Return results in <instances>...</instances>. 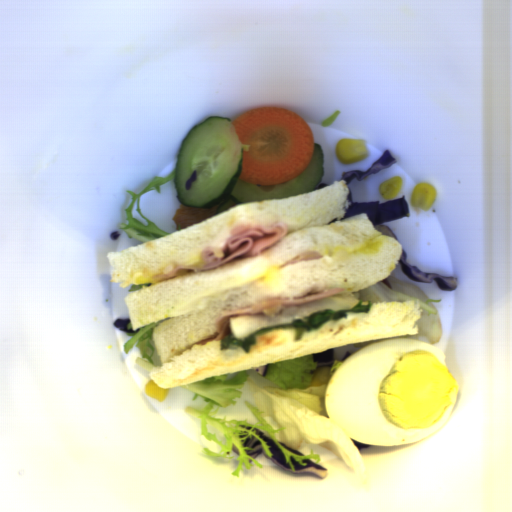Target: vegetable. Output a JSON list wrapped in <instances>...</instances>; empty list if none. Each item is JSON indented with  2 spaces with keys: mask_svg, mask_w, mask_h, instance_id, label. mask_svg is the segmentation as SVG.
Here are the masks:
<instances>
[{
  "mask_svg": "<svg viewBox=\"0 0 512 512\" xmlns=\"http://www.w3.org/2000/svg\"><path fill=\"white\" fill-rule=\"evenodd\" d=\"M174 181L173 170L167 175L162 177H155L140 193L136 194L126 190V193L131 197V203L127 209L123 210L125 213L126 224L119 226V229L127 233L132 238L143 243L157 240L170 233L165 232L149 221L141 212L140 198L143 194L148 192H159L161 186L165 182Z\"/></svg>",
  "mask_w": 512,
  "mask_h": 512,
  "instance_id": "obj_3",
  "label": "vegetable"
},
{
  "mask_svg": "<svg viewBox=\"0 0 512 512\" xmlns=\"http://www.w3.org/2000/svg\"><path fill=\"white\" fill-rule=\"evenodd\" d=\"M342 362L334 358L331 365L317 366L312 353L269 363L263 377L251 368L181 385L194 393L193 401L199 397L207 402L202 410L192 406L184 409L199 419L201 436L221 446L220 452L204 448L205 456L234 458L232 446L235 444L238 465L231 475L239 477L242 463L247 470L261 469L262 465L246 452L253 449L244 445L247 439L256 437L264 453L273 457L271 447L256 432L259 429L282 451L292 472L295 468L291 457L301 466L307 464L303 460L318 464L320 458L311 450L306 455L296 454L282 447V443L297 452L304 443L319 445L338 456L354 473L365 474L366 466L358 447L333 425L326 412L325 390ZM245 383L254 396V405L249 402L245 405L256 417V423L214 418V407L234 405Z\"/></svg>",
  "mask_w": 512,
  "mask_h": 512,
  "instance_id": "obj_1",
  "label": "vegetable"
},
{
  "mask_svg": "<svg viewBox=\"0 0 512 512\" xmlns=\"http://www.w3.org/2000/svg\"><path fill=\"white\" fill-rule=\"evenodd\" d=\"M385 279L390 284L391 288H389L385 283L379 281L378 283L357 292L333 295H352L357 299V301L362 300L361 305H368V302L401 303L406 301H419L423 308V313L415 324L418 326V335L383 337L351 344L354 347L362 349L370 343L384 340L426 337L429 345H436L442 337L443 328L438 310L434 304L440 303L442 299H431L417 285L399 279L390 274Z\"/></svg>",
  "mask_w": 512,
  "mask_h": 512,
  "instance_id": "obj_2",
  "label": "vegetable"
},
{
  "mask_svg": "<svg viewBox=\"0 0 512 512\" xmlns=\"http://www.w3.org/2000/svg\"><path fill=\"white\" fill-rule=\"evenodd\" d=\"M168 319L170 318L148 323L136 329L132 328L131 322L127 325V329H131V331L127 332L126 335L131 338L123 345L124 355L128 354L134 345L137 344L140 356L137 357L136 362L144 372L149 374L154 366H162L161 358L153 341V335L155 328Z\"/></svg>",
  "mask_w": 512,
  "mask_h": 512,
  "instance_id": "obj_4",
  "label": "vegetable"
},
{
  "mask_svg": "<svg viewBox=\"0 0 512 512\" xmlns=\"http://www.w3.org/2000/svg\"><path fill=\"white\" fill-rule=\"evenodd\" d=\"M151 284L150 283H140V284H131L130 287H129V290L128 292H138L140 290H143V287H149Z\"/></svg>",
  "mask_w": 512,
  "mask_h": 512,
  "instance_id": "obj_5",
  "label": "vegetable"
}]
</instances>
